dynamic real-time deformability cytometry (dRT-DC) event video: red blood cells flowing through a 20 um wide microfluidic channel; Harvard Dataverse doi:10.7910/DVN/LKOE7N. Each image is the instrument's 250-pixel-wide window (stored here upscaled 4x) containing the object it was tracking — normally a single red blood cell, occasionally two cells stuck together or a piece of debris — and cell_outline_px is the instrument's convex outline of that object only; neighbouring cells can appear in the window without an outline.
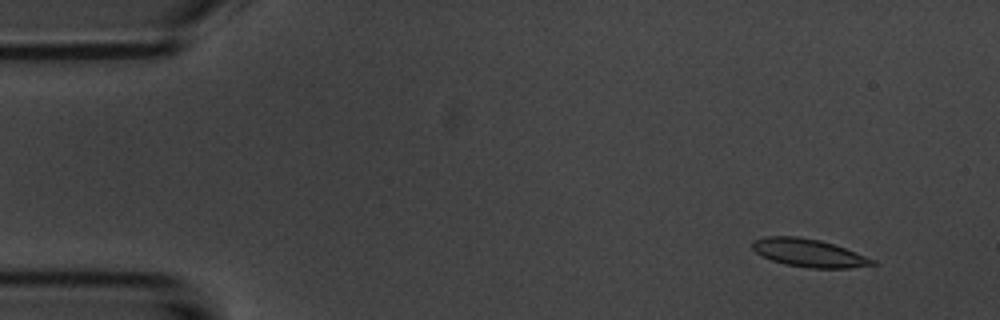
{"species": "common noctule bat (a hibernating species)", "species_latin": "Nyctalus noctula", "temperature_condition": "room temperature", "stored_images_in_passage": 6, "segment_of_instrument_passage": [2, 2], "camera_frame_rate_fps": 3000, "um_per_image_px": 0.085, "animal": {"sex": "male", "body_mass_g": 20.1, "forearm_length_mm": 53.5}, "frame": {"image": 1, "passage_image": 6, "time_ms": 6.667, "image_size_px": [1000, 320], "cell_outline_px": [[876, 264], [848, 268], [808, 268], [784, 264], [772, 260], [756, 252], [752, 248], [752, 240], [764, 236], [796, 236], [820, 240], [844, 248], [876, 260]], "centroid_in_image_um": [68.71, 21.49], "position_along_channel_um": 16.3, "area_um2": 19.42}}